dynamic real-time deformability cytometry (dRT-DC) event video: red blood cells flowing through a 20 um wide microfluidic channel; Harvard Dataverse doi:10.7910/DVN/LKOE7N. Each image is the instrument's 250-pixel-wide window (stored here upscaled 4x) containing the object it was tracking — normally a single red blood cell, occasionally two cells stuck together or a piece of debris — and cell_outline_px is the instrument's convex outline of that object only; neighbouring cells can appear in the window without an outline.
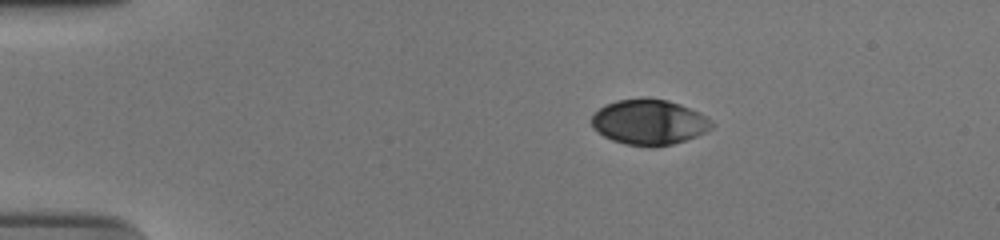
{"species": "human", "species_latin": "Homo sapiens", "temperature_condition": "cold", "stored_images_in_passage": 46, "camera_frame_rate_fps": 3000, "um_per_image_px": 0.085, "donor": {"sex": "male"}, "frame": {"image": 1, "passage_image": 1, "time_ms": 0.0, "image_size_px": [1000, 240], "cell_outline_px": [[712, 128], [696, 136], [672, 144], [656, 148], [652, 148], [624, 144], [612, 140], [604, 136], [592, 128], [592, 112], [616, 100], [668, 100], [680, 104], [712, 120]], "centroid_in_image_um": [55.14, 10.42], "position_along_channel_um": 29.9, "area_um2": 31.27}}
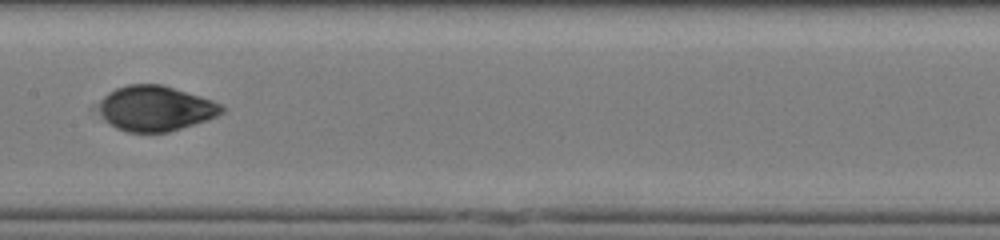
{"frame": {"image": 2, "passage_image": 20, "time_ms": 6.333, "image_size_px": [1000, 240], "cell_outline_px": [[224, 112], [208, 120], [168, 132], [128, 132], [116, 128], [108, 124], [104, 120], [100, 108], [100, 100], [108, 92], [116, 88], [128, 84], [160, 84], [212, 100], [220, 104], [224, 108]], "centroid_in_image_um": [13.21, 9.22], "position_along_channel_um": 194.2, "area_um2": 32.19}}
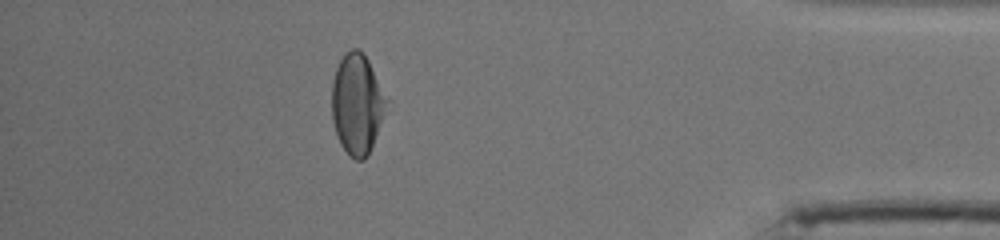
{"frame": {"image": 3, "passage_image": 40, "time_ms": 13.0, "image_size_px": [1000, 240], "cell_outline_px": [[392, 100], [368, 156], [364, 160], [356, 160], [340, 144], [332, 120], [332, 80], [336, 68], [340, 60], [352, 48], [356, 48], [364, 52]], "centroid_in_image_um": [30.43, 8.81], "position_along_channel_um": 404.8, "area_um2": 32.89}, "authors_computed_cell_mechanics": {"area_um2": 32.3969, "velocity_mm_per_s": 3.7256, "shape_relaxation_time_tau1_ms": 5.0123, "shape_relaxation_time_tau2_ms": 1.0115, "deformation_change_tau1": 0.1648, "deformation_change_tau2": 0.0405}}